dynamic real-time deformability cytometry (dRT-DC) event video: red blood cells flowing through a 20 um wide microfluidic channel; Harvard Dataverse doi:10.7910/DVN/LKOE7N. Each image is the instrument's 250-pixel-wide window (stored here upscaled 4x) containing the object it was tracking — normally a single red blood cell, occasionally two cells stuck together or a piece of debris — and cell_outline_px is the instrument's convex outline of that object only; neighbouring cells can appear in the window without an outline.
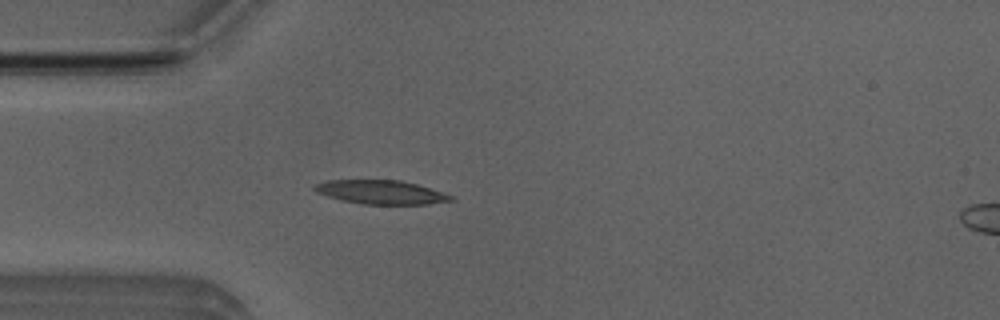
{"species": "Egyptian fruit bat (a non-hibernating species)", "species_latin": "Rousettus aegyptiacus", "temperature_condition": "room temperature", "stored_images_in_passage": 45, "camera_frame_rate_fps": 3000, "um_per_image_px": 0.085, "animal": {"sex": "male"}, "frame": {"image": 1, "passage_image": 8, "time_ms": 2.333, "image_size_px": [1000, 320], "cell_outline_px": [[456, 200], [428, 204], [364, 204], [340, 200], [316, 192], [312, 188], [312, 184], [328, 180], [400, 180], [416, 184], [456, 196]], "centroid_in_image_um": [32.39, 16.33], "position_along_channel_um": 52.6, "area_um2": 19.07}}
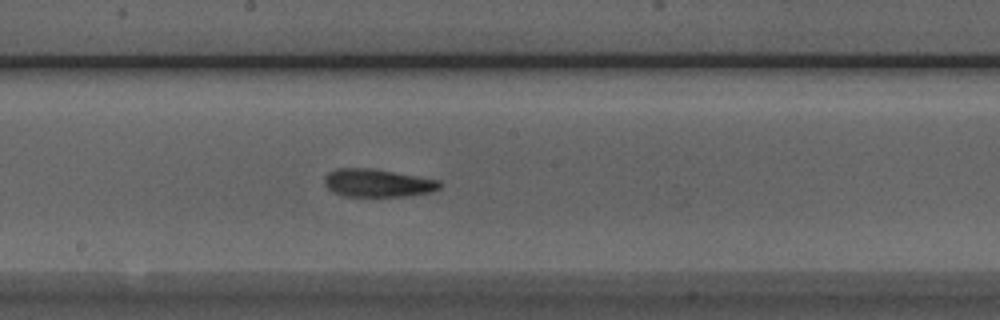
{"frame": {"image": 2, "passage_image": 21, "time_ms": 6.667, "image_size_px": [1000, 320], "cell_outline_px": [[444, 184], [440, 188], [428, 192], [404, 196], [344, 196], [332, 192], [324, 184], [324, 176], [328, 172], [336, 168], [368, 168], [440, 180]], "centroid_in_image_um": [32.06, 15.55], "position_along_channel_um": 216.1, "area_um2": 18.67}}
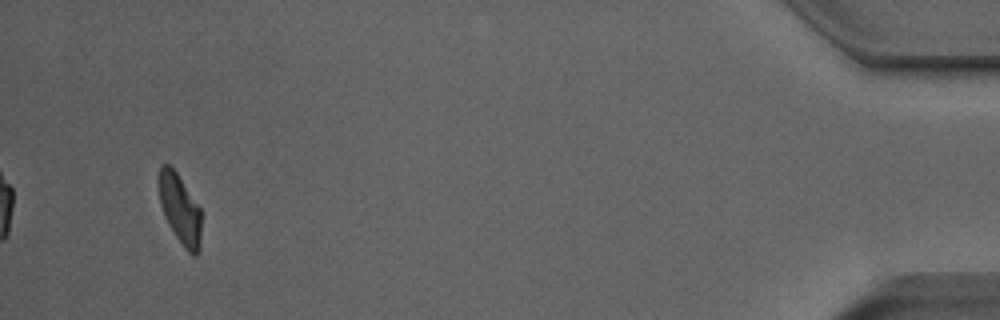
{"frame": {"image": 3, "passage_image": 43, "time_ms": 14.0, "image_size_px": [1000, 320], "cell_outline_px": [[200, 248], [196, 256], [192, 256], [184, 248], [168, 224], [164, 216], [160, 204], [156, 184], [156, 180], [160, 168], [164, 164], [168, 164], [176, 172], [200, 208]], "centroid_in_image_um": [15.25, 17.76], "position_along_channel_um": 420.0, "area_um2": 17.34}, "authors_computed_cell_mechanics": {"area_um2": 18.7272, "velocity_mm_per_s": 3.9243, "shape_relaxation_time_tau1_ms": 9.4288, "shape_relaxation_time_tau2_ms": 3.3995, "deformation_change_tau1": 0.2543, "deformation_change_tau2": 0.0901}}